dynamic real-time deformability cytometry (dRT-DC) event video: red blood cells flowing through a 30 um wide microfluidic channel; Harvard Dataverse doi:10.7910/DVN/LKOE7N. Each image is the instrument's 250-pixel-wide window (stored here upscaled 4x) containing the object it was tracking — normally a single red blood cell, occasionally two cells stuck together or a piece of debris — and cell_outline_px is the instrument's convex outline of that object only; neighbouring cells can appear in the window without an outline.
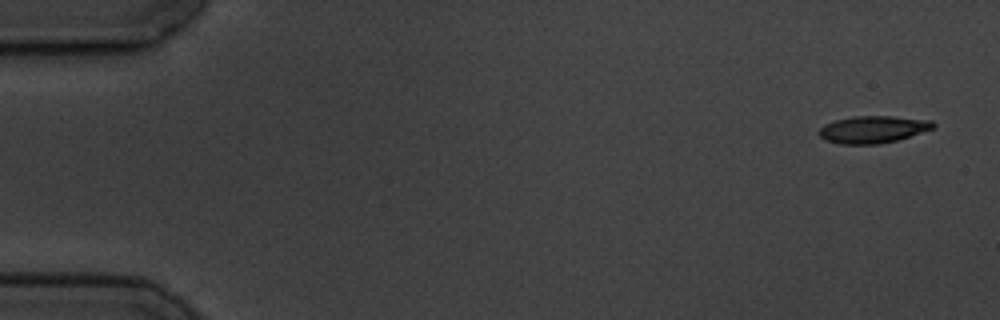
{"species": "common noctule bat (a hibernating species)", "species_latin": "Nyctalus noctula", "temperature_condition": "cold", "stored_images_in_passage": 5, "camera_frame_rate_fps": 3000, "um_per_image_px": 0.085, "animal": {"sex": "male", "body_mass_g": 19.5, "forearm_length_mm": 54.6}, "frame": {"image": 1, "passage_image": 1, "time_ms": 0.0, "image_size_px": [1000, 320], "cell_outline_px": [[936, 128], [896, 140], [880, 144], [840, 144], [824, 140], [816, 132], [824, 124], [836, 120], [852, 116], [892, 116], [932, 120], [936, 124]], "centroid_in_image_um": [74.2, 11.0], "position_along_channel_um": 10.8, "area_um2": 18.26}}
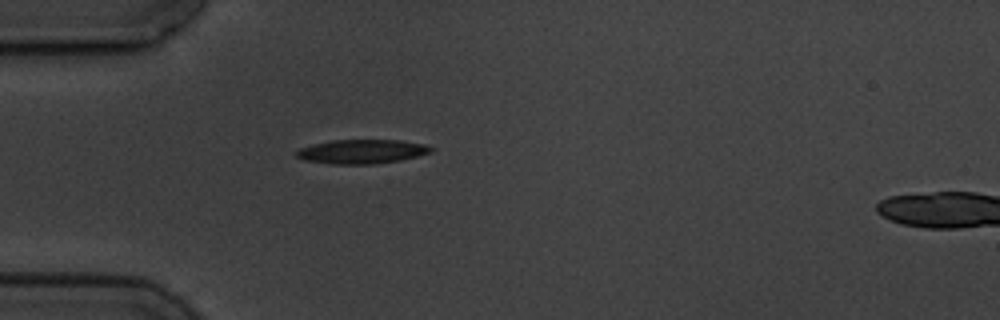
{"frame": {"image": 2, "passage_image": 5, "time_ms": 4.667, "image_size_px": [1000, 320], "cell_outline_px": [[432, 152], [400, 160], [376, 164], [328, 164], [304, 160], [296, 156], [296, 152], [300, 148], [312, 144], [332, 140], [400, 140], [424, 144], [432, 148]], "centroid_in_image_um": [30.72, 12.88], "position_along_channel_um": 54.3, "area_um2": 18.9}}